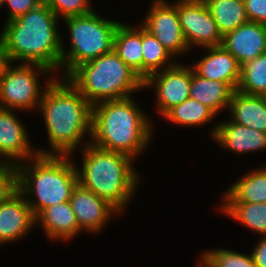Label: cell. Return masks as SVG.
I'll use <instances>...</instances> for the list:
<instances>
[{
	"label": "cell",
	"instance_id": "obj_1",
	"mask_svg": "<svg viewBox=\"0 0 266 267\" xmlns=\"http://www.w3.org/2000/svg\"><path fill=\"white\" fill-rule=\"evenodd\" d=\"M92 107L66 77L56 76L39 103L49 147H36L37 154L74 156L90 144Z\"/></svg>",
	"mask_w": 266,
	"mask_h": 267
},
{
	"label": "cell",
	"instance_id": "obj_2",
	"mask_svg": "<svg viewBox=\"0 0 266 267\" xmlns=\"http://www.w3.org/2000/svg\"><path fill=\"white\" fill-rule=\"evenodd\" d=\"M142 109L134 96L93 105L90 143L138 160L155 135V122Z\"/></svg>",
	"mask_w": 266,
	"mask_h": 267
},
{
	"label": "cell",
	"instance_id": "obj_3",
	"mask_svg": "<svg viewBox=\"0 0 266 267\" xmlns=\"http://www.w3.org/2000/svg\"><path fill=\"white\" fill-rule=\"evenodd\" d=\"M58 23L60 19L45 2L5 22L0 38L11 63L38 64L56 75L61 73L62 35Z\"/></svg>",
	"mask_w": 266,
	"mask_h": 267
},
{
	"label": "cell",
	"instance_id": "obj_4",
	"mask_svg": "<svg viewBox=\"0 0 266 267\" xmlns=\"http://www.w3.org/2000/svg\"><path fill=\"white\" fill-rule=\"evenodd\" d=\"M81 150L79 166L75 162L78 183L108 201L120 213H126L137 194L142 176L133 159L121 153L87 144ZM81 166V167H80ZM124 211V212H123Z\"/></svg>",
	"mask_w": 266,
	"mask_h": 267
},
{
	"label": "cell",
	"instance_id": "obj_5",
	"mask_svg": "<svg viewBox=\"0 0 266 267\" xmlns=\"http://www.w3.org/2000/svg\"><path fill=\"white\" fill-rule=\"evenodd\" d=\"M75 158L69 155H40L17 165L18 190L34 216L43 209L69 202L78 184Z\"/></svg>",
	"mask_w": 266,
	"mask_h": 267
},
{
	"label": "cell",
	"instance_id": "obj_6",
	"mask_svg": "<svg viewBox=\"0 0 266 267\" xmlns=\"http://www.w3.org/2000/svg\"><path fill=\"white\" fill-rule=\"evenodd\" d=\"M66 78L92 106L144 91V80L114 50L79 65Z\"/></svg>",
	"mask_w": 266,
	"mask_h": 267
},
{
	"label": "cell",
	"instance_id": "obj_7",
	"mask_svg": "<svg viewBox=\"0 0 266 267\" xmlns=\"http://www.w3.org/2000/svg\"><path fill=\"white\" fill-rule=\"evenodd\" d=\"M63 20L69 30L70 44L66 48L64 38H61V74L57 76L67 77L79 65L113 51L120 21L101 17L95 9L86 15Z\"/></svg>",
	"mask_w": 266,
	"mask_h": 267
},
{
	"label": "cell",
	"instance_id": "obj_8",
	"mask_svg": "<svg viewBox=\"0 0 266 267\" xmlns=\"http://www.w3.org/2000/svg\"><path fill=\"white\" fill-rule=\"evenodd\" d=\"M40 75L42 79L46 76L43 87ZM56 76L42 65L11 63L0 79V108L21 112L38 110L46 88Z\"/></svg>",
	"mask_w": 266,
	"mask_h": 267
},
{
	"label": "cell",
	"instance_id": "obj_9",
	"mask_svg": "<svg viewBox=\"0 0 266 267\" xmlns=\"http://www.w3.org/2000/svg\"><path fill=\"white\" fill-rule=\"evenodd\" d=\"M192 66L178 61L172 67L149 75L143 83L144 90L154 89L155 111L161 118L174 106L190 96ZM151 88V89H150Z\"/></svg>",
	"mask_w": 266,
	"mask_h": 267
},
{
	"label": "cell",
	"instance_id": "obj_10",
	"mask_svg": "<svg viewBox=\"0 0 266 267\" xmlns=\"http://www.w3.org/2000/svg\"><path fill=\"white\" fill-rule=\"evenodd\" d=\"M140 23L174 57L191 53L186 44L177 11V0H152Z\"/></svg>",
	"mask_w": 266,
	"mask_h": 267
},
{
	"label": "cell",
	"instance_id": "obj_11",
	"mask_svg": "<svg viewBox=\"0 0 266 267\" xmlns=\"http://www.w3.org/2000/svg\"><path fill=\"white\" fill-rule=\"evenodd\" d=\"M177 11L186 44L191 51L222 45L223 36L203 0H177Z\"/></svg>",
	"mask_w": 266,
	"mask_h": 267
},
{
	"label": "cell",
	"instance_id": "obj_12",
	"mask_svg": "<svg viewBox=\"0 0 266 267\" xmlns=\"http://www.w3.org/2000/svg\"><path fill=\"white\" fill-rule=\"evenodd\" d=\"M16 112L20 113L19 110L0 108V163L17 166L35 157L37 150L25 128L27 125Z\"/></svg>",
	"mask_w": 266,
	"mask_h": 267
},
{
	"label": "cell",
	"instance_id": "obj_13",
	"mask_svg": "<svg viewBox=\"0 0 266 267\" xmlns=\"http://www.w3.org/2000/svg\"><path fill=\"white\" fill-rule=\"evenodd\" d=\"M79 228L89 234L101 233L111 217L121 213L108 201L82 187L79 183L74 188L69 200Z\"/></svg>",
	"mask_w": 266,
	"mask_h": 267
},
{
	"label": "cell",
	"instance_id": "obj_14",
	"mask_svg": "<svg viewBox=\"0 0 266 267\" xmlns=\"http://www.w3.org/2000/svg\"><path fill=\"white\" fill-rule=\"evenodd\" d=\"M219 122V123H218ZM210 127L212 141L220 149L238 156L266 151V133L233 122L230 118L218 121Z\"/></svg>",
	"mask_w": 266,
	"mask_h": 267
},
{
	"label": "cell",
	"instance_id": "obj_15",
	"mask_svg": "<svg viewBox=\"0 0 266 267\" xmlns=\"http://www.w3.org/2000/svg\"><path fill=\"white\" fill-rule=\"evenodd\" d=\"M36 229V218L24 195L17 190L0 205V247L28 236Z\"/></svg>",
	"mask_w": 266,
	"mask_h": 267
},
{
	"label": "cell",
	"instance_id": "obj_16",
	"mask_svg": "<svg viewBox=\"0 0 266 267\" xmlns=\"http://www.w3.org/2000/svg\"><path fill=\"white\" fill-rule=\"evenodd\" d=\"M204 49V57L191 64L193 70L200 77L227 83L234 91L237 90L241 78V65L237 59L222 45Z\"/></svg>",
	"mask_w": 266,
	"mask_h": 267
},
{
	"label": "cell",
	"instance_id": "obj_17",
	"mask_svg": "<svg viewBox=\"0 0 266 267\" xmlns=\"http://www.w3.org/2000/svg\"><path fill=\"white\" fill-rule=\"evenodd\" d=\"M222 46L243 65L266 52V25L248 21L225 34Z\"/></svg>",
	"mask_w": 266,
	"mask_h": 267
},
{
	"label": "cell",
	"instance_id": "obj_18",
	"mask_svg": "<svg viewBox=\"0 0 266 267\" xmlns=\"http://www.w3.org/2000/svg\"><path fill=\"white\" fill-rule=\"evenodd\" d=\"M46 238L53 242H69L83 231L79 228L69 202L59 203L43 209L36 217Z\"/></svg>",
	"mask_w": 266,
	"mask_h": 267
},
{
	"label": "cell",
	"instance_id": "obj_19",
	"mask_svg": "<svg viewBox=\"0 0 266 267\" xmlns=\"http://www.w3.org/2000/svg\"><path fill=\"white\" fill-rule=\"evenodd\" d=\"M261 164L230 184L221 203H266V163Z\"/></svg>",
	"mask_w": 266,
	"mask_h": 267
},
{
	"label": "cell",
	"instance_id": "obj_20",
	"mask_svg": "<svg viewBox=\"0 0 266 267\" xmlns=\"http://www.w3.org/2000/svg\"><path fill=\"white\" fill-rule=\"evenodd\" d=\"M229 118L240 125L266 133V97L235 90L229 104Z\"/></svg>",
	"mask_w": 266,
	"mask_h": 267
},
{
	"label": "cell",
	"instance_id": "obj_21",
	"mask_svg": "<svg viewBox=\"0 0 266 267\" xmlns=\"http://www.w3.org/2000/svg\"><path fill=\"white\" fill-rule=\"evenodd\" d=\"M233 92L227 83L200 77L192 68L189 97L204 104L216 115L224 110L228 112Z\"/></svg>",
	"mask_w": 266,
	"mask_h": 267
},
{
	"label": "cell",
	"instance_id": "obj_22",
	"mask_svg": "<svg viewBox=\"0 0 266 267\" xmlns=\"http://www.w3.org/2000/svg\"><path fill=\"white\" fill-rule=\"evenodd\" d=\"M127 23V24H126ZM113 50L142 78V25L120 22L114 36Z\"/></svg>",
	"mask_w": 266,
	"mask_h": 267
},
{
	"label": "cell",
	"instance_id": "obj_23",
	"mask_svg": "<svg viewBox=\"0 0 266 267\" xmlns=\"http://www.w3.org/2000/svg\"><path fill=\"white\" fill-rule=\"evenodd\" d=\"M222 36L249 20L244 0H203Z\"/></svg>",
	"mask_w": 266,
	"mask_h": 267
},
{
	"label": "cell",
	"instance_id": "obj_24",
	"mask_svg": "<svg viewBox=\"0 0 266 267\" xmlns=\"http://www.w3.org/2000/svg\"><path fill=\"white\" fill-rule=\"evenodd\" d=\"M219 211L246 229L266 236V203H220Z\"/></svg>",
	"mask_w": 266,
	"mask_h": 267
},
{
	"label": "cell",
	"instance_id": "obj_25",
	"mask_svg": "<svg viewBox=\"0 0 266 267\" xmlns=\"http://www.w3.org/2000/svg\"><path fill=\"white\" fill-rule=\"evenodd\" d=\"M216 114L204 104L196 101L195 99L188 98L179 105L174 106L164 116L165 122L174 123L182 127H199L208 122H213Z\"/></svg>",
	"mask_w": 266,
	"mask_h": 267
},
{
	"label": "cell",
	"instance_id": "obj_26",
	"mask_svg": "<svg viewBox=\"0 0 266 267\" xmlns=\"http://www.w3.org/2000/svg\"><path fill=\"white\" fill-rule=\"evenodd\" d=\"M142 79L149 75L172 67L177 63L175 58L162 43L142 26Z\"/></svg>",
	"mask_w": 266,
	"mask_h": 267
},
{
	"label": "cell",
	"instance_id": "obj_27",
	"mask_svg": "<svg viewBox=\"0 0 266 267\" xmlns=\"http://www.w3.org/2000/svg\"><path fill=\"white\" fill-rule=\"evenodd\" d=\"M237 90L248 95L266 96V52L241 65Z\"/></svg>",
	"mask_w": 266,
	"mask_h": 267
},
{
	"label": "cell",
	"instance_id": "obj_28",
	"mask_svg": "<svg viewBox=\"0 0 266 267\" xmlns=\"http://www.w3.org/2000/svg\"><path fill=\"white\" fill-rule=\"evenodd\" d=\"M198 259L204 267H255L250 253L216 248L204 250Z\"/></svg>",
	"mask_w": 266,
	"mask_h": 267
},
{
	"label": "cell",
	"instance_id": "obj_29",
	"mask_svg": "<svg viewBox=\"0 0 266 267\" xmlns=\"http://www.w3.org/2000/svg\"><path fill=\"white\" fill-rule=\"evenodd\" d=\"M49 8L61 20L70 16L86 15L91 13V0H44Z\"/></svg>",
	"mask_w": 266,
	"mask_h": 267
},
{
	"label": "cell",
	"instance_id": "obj_30",
	"mask_svg": "<svg viewBox=\"0 0 266 267\" xmlns=\"http://www.w3.org/2000/svg\"><path fill=\"white\" fill-rule=\"evenodd\" d=\"M18 190L17 166L0 163V205Z\"/></svg>",
	"mask_w": 266,
	"mask_h": 267
},
{
	"label": "cell",
	"instance_id": "obj_31",
	"mask_svg": "<svg viewBox=\"0 0 266 267\" xmlns=\"http://www.w3.org/2000/svg\"><path fill=\"white\" fill-rule=\"evenodd\" d=\"M44 0H4L8 10L5 22L13 20L42 4Z\"/></svg>",
	"mask_w": 266,
	"mask_h": 267
},
{
	"label": "cell",
	"instance_id": "obj_32",
	"mask_svg": "<svg viewBox=\"0 0 266 267\" xmlns=\"http://www.w3.org/2000/svg\"><path fill=\"white\" fill-rule=\"evenodd\" d=\"M249 21L266 25V0H244Z\"/></svg>",
	"mask_w": 266,
	"mask_h": 267
},
{
	"label": "cell",
	"instance_id": "obj_33",
	"mask_svg": "<svg viewBox=\"0 0 266 267\" xmlns=\"http://www.w3.org/2000/svg\"><path fill=\"white\" fill-rule=\"evenodd\" d=\"M250 254L255 267H266V236H260Z\"/></svg>",
	"mask_w": 266,
	"mask_h": 267
},
{
	"label": "cell",
	"instance_id": "obj_34",
	"mask_svg": "<svg viewBox=\"0 0 266 267\" xmlns=\"http://www.w3.org/2000/svg\"><path fill=\"white\" fill-rule=\"evenodd\" d=\"M10 64H11V60L5 50L3 41L0 38V79L2 78L3 74L5 73L7 67Z\"/></svg>",
	"mask_w": 266,
	"mask_h": 267
},
{
	"label": "cell",
	"instance_id": "obj_35",
	"mask_svg": "<svg viewBox=\"0 0 266 267\" xmlns=\"http://www.w3.org/2000/svg\"><path fill=\"white\" fill-rule=\"evenodd\" d=\"M194 264H196L194 265V267H204L203 264L199 260H197L196 263Z\"/></svg>",
	"mask_w": 266,
	"mask_h": 267
},
{
	"label": "cell",
	"instance_id": "obj_36",
	"mask_svg": "<svg viewBox=\"0 0 266 267\" xmlns=\"http://www.w3.org/2000/svg\"><path fill=\"white\" fill-rule=\"evenodd\" d=\"M4 6V0H0V9Z\"/></svg>",
	"mask_w": 266,
	"mask_h": 267
}]
</instances>
